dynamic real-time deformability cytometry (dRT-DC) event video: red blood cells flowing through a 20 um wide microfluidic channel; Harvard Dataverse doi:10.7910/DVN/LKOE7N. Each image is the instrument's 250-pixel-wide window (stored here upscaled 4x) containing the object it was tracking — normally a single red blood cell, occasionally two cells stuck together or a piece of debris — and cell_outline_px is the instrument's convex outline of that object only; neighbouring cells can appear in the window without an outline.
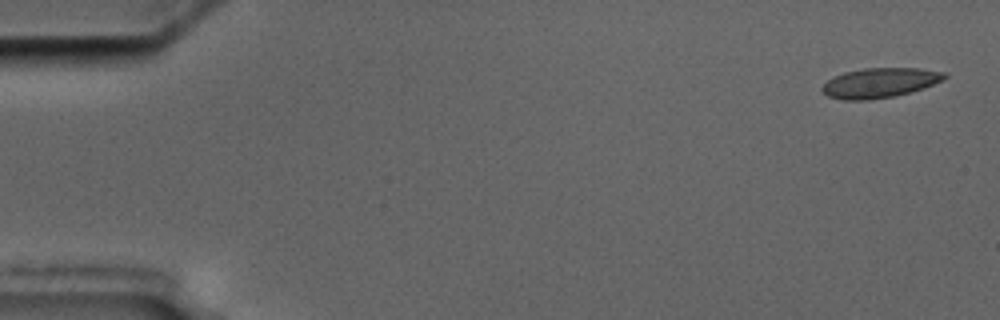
{"species": "common noctule bat (a hibernating species)", "species_latin": "Nyctalus noctula", "temperature_condition": "cold", "stored_images_in_passage": 5, "camera_frame_rate_fps": 3000, "um_per_image_px": 0.085, "animal": {"sex": "male", "body_mass_g": 17.5, "forearm_length_mm": 52.3}, "frame": {"image": 1, "passage_image": 1, "time_ms": 0.0, "image_size_px": [1000, 320], "cell_outline_px": [[948, 76], [924, 88], [892, 96], [868, 100], [844, 100], [828, 96], [820, 88], [832, 76], [844, 72], [864, 68], [920, 68], [944, 72]], "centroid_in_image_um": [74.74, 7.03], "position_along_channel_um": 10.3, "area_um2": 21.04}}
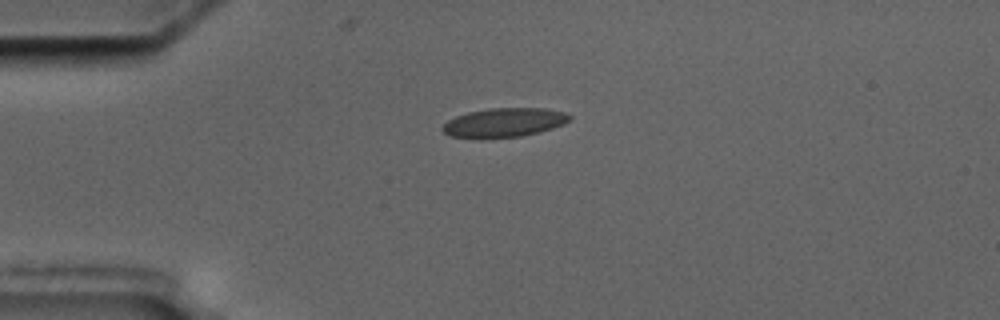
{"frame": {"image": 2, "passage_image": 4, "time_ms": 4.0, "image_size_px": [1000, 320], "cell_outline_px": [[572, 120], [564, 124], [540, 132], [520, 136], [448, 136], [440, 128], [448, 120], [456, 116], [468, 112], [488, 108], [544, 108], [564, 112], [572, 116]], "centroid_in_image_um": [42.91, 10.38], "position_along_channel_um": 42.1, "area_um2": 21.04}}